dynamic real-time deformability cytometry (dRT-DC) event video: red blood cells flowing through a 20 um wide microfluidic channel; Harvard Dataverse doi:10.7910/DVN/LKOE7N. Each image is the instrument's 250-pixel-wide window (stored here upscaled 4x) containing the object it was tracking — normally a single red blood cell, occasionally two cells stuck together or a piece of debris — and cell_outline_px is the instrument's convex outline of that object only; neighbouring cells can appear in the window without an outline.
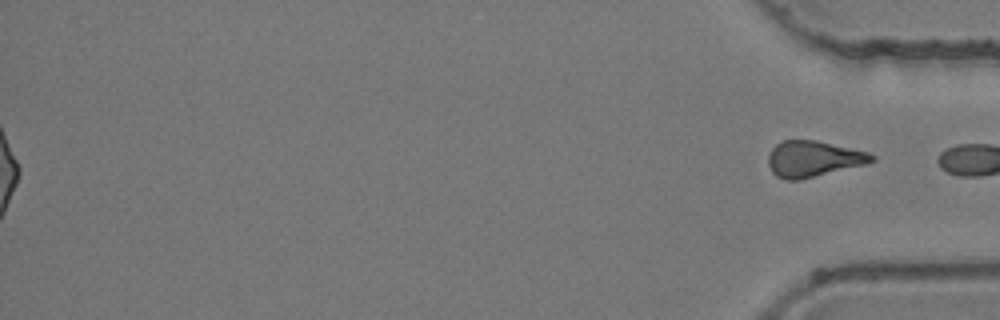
{"species": "common noctule bat (a hibernating species)", "species_latin": "Nyctalus noctula", "temperature_condition": "room temperature", "stored_images_in_passage": 50, "segment_of_instrument_passage": [2, 2], "camera_frame_rate_fps": 3000, "um_per_image_px": 0.085, "animal": {"sex": "female", "body_mass_g": 24.6, "forearm_length_mm": 56.2}, "frame": {"image": 1, "passage_image": 50, "time_ms": 16.333, "image_size_px": [1000, 320], "cell_outline_px": [[876, 160], [864, 164], [800, 180], [784, 180], [776, 176], [772, 172], [768, 164], [768, 156], [772, 148], [780, 140], [816, 140], [868, 152], [876, 156]], "centroid_in_image_um": [69.1, 13.5], "position_along_channel_um": 366.1, "area_um2": 21.68}}